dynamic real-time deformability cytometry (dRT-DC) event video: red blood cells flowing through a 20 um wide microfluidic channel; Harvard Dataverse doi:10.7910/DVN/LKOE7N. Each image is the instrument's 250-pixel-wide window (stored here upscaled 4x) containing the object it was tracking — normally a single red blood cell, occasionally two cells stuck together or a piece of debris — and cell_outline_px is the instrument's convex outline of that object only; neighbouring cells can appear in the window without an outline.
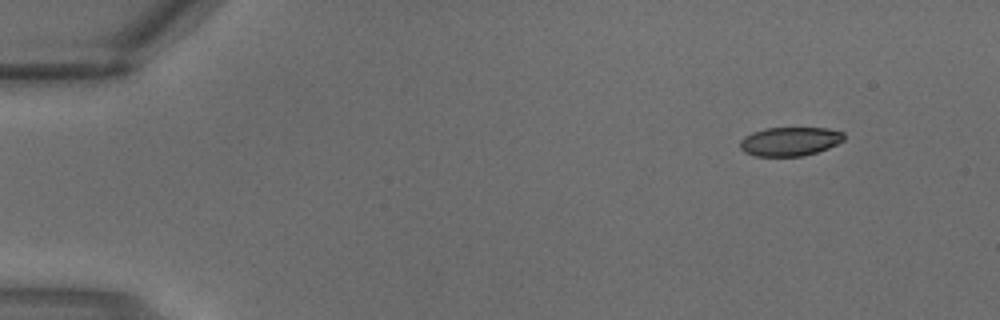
{"species": "common noctule bat (a hibernating species)", "species_latin": "Nyctalus noctula", "temperature_condition": "warm", "stored_images_in_passage": 3, "camera_frame_rate_fps": 3000, "um_per_image_px": 0.085, "animal": {"sex": "male", "body_mass_g": 18.8}, "frame": {"image": 1, "passage_image": 1, "time_ms": 0.0, "image_size_px": [1000, 320], "cell_outline_px": [[844, 140], [828, 148], [804, 156], [756, 156], [744, 152], [740, 148], [740, 140], [744, 136], [752, 132], [764, 128], [828, 128], [844, 132]], "centroid_in_image_um": [67.13, 12.02], "position_along_channel_um": 17.9, "area_um2": 17.57}}
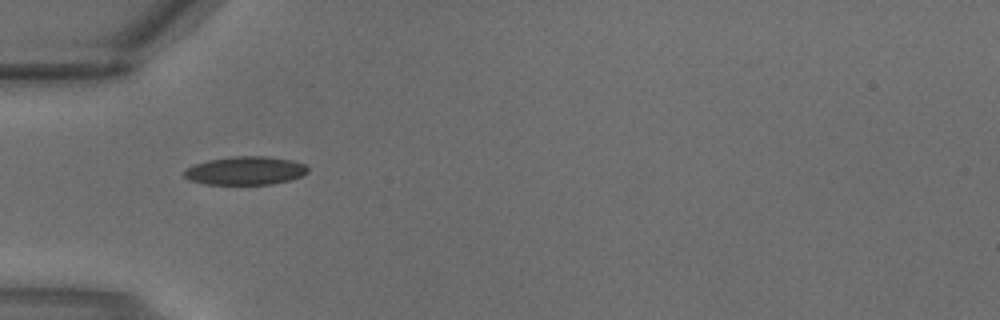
{"frame": {"image": 2, "passage_image": 3, "time_ms": 0.667, "image_size_px": [1000, 320], "cell_outline_px": [[308, 172], [300, 176], [288, 180], [272, 184], [204, 184], [188, 180], [184, 176], [184, 168], [208, 160], [232, 156], [268, 156], [292, 160], [304, 164], [308, 168]], "centroid_in_image_um": [20.83, 14.5], "position_along_channel_um": 64.2, "area_um2": 20.46}}